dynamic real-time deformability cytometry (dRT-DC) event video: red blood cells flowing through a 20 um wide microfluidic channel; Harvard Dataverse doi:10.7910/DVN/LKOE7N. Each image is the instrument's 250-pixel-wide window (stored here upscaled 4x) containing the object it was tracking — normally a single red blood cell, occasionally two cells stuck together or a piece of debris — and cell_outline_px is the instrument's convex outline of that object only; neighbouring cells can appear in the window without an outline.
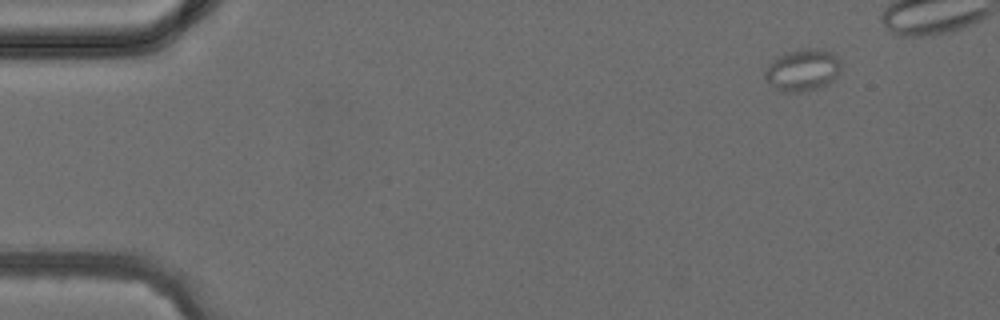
{"species": "common noctule bat (a hibernating species)", "species_latin": "Nyctalus noctula", "temperature_condition": "cold", "stored_images_in_passage": 5, "camera_frame_rate_fps": 3000, "um_per_image_px": 0.085, "animal": {"sex": "female", "body_mass_g": 24.6, "forearm_length_mm": 56.2}, "frame": {"image": 1, "passage_image": 1, "time_ms": 0.0, "image_size_px": [1000, 320], "cell_outline_px": [[840, 72], [828, 84], [816, 88], [800, 92], [784, 92], [776, 88], [764, 76], [764, 72], [768, 64], [772, 60], [788, 52], [800, 48], [824, 48], [832, 52], [840, 60]], "centroid_in_image_um": [68.25, 5.92], "position_along_channel_um": 16.8, "area_um2": 18.55}}